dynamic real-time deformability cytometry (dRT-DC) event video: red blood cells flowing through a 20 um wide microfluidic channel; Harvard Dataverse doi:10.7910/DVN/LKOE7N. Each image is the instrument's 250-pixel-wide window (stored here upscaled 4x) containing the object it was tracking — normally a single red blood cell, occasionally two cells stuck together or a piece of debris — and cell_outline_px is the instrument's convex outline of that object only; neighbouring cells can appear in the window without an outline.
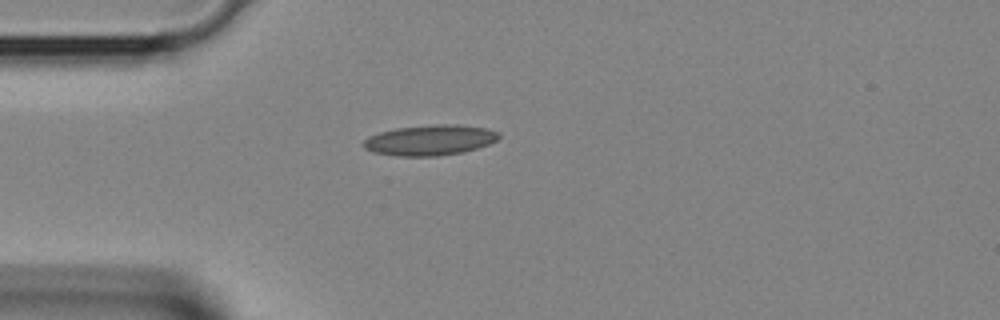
{"species": "Egyptian fruit bat (a non-hibernating species)", "species_latin": "Rousettus aegyptiacus", "temperature_condition": "room temperature", "stored_images_in_passage": 23, "camera_frame_rate_fps": 3000, "um_per_image_px": 0.085, "animal": {"sex": "female"}, "frame": {"image": 1, "passage_image": 1, "time_ms": 0.0, "image_size_px": [1000, 320], "cell_outline_px": [[500, 136], [496, 140], [488, 144], [464, 152], [436, 156], [396, 156], [372, 152], [364, 148], [364, 140], [368, 136], [380, 132], [396, 128], [436, 124], [456, 124], [488, 128], [500, 132]], "centroid_in_image_um": [36.55, 11.91], "position_along_channel_um": 48.4, "area_um2": 24.1}}
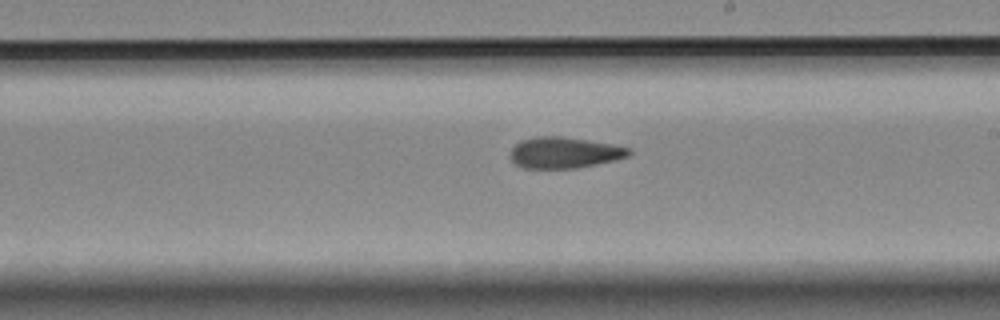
{"frame": {"image": 2, "passage_image": 13, "time_ms": 4.0, "image_size_px": [1000, 320], "cell_outline_px": [[632, 152], [628, 156], [616, 160], [576, 168], [524, 168], [516, 164], [512, 160], [512, 148], [520, 140], [536, 136], [560, 136], [588, 140], [612, 144], [632, 148]], "centroid_in_image_um": [48.0, 12.97], "position_along_channel_um": 241.0, "area_um2": 21.44}}
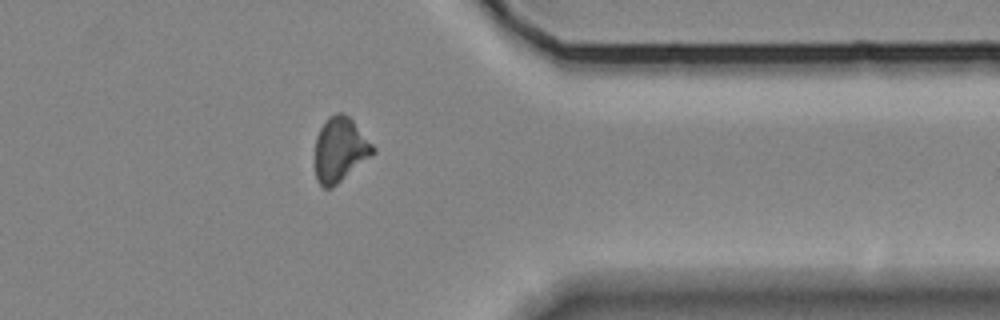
{"frame": {"image": 3, "passage_image": 22, "time_ms": 7.0, "image_size_px": [1000, 320], "cell_outline_px": [[376, 152], [332, 188], [324, 188], [316, 180], [316, 136], [320, 128], [328, 116], [336, 112], [344, 112], [352, 120], [376, 148]], "centroid_in_image_um": [28.9, 12.7], "position_along_channel_um": 382.5, "area_um2": 21.68}}